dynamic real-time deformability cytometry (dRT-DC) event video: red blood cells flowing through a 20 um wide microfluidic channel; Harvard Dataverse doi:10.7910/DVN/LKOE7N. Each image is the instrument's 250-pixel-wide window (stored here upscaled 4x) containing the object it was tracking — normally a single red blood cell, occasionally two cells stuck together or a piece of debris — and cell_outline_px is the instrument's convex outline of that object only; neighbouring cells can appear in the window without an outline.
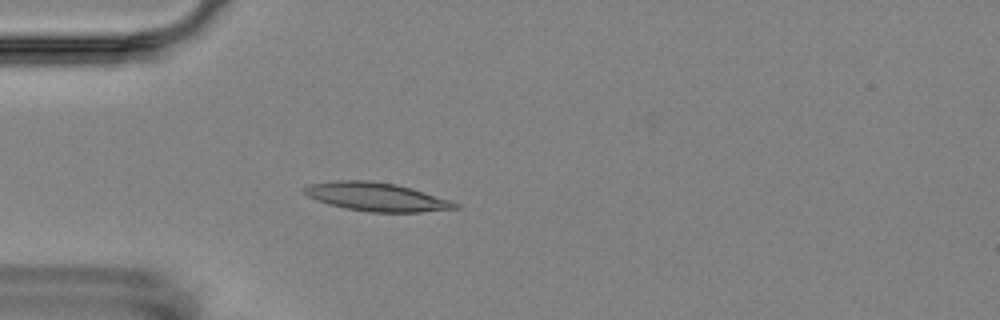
{"species": "Egyptian fruit bat (a non-hibernating species)", "species_latin": "Rousettus aegyptiacus", "temperature_condition": "room temperature", "stored_images_in_passage": 1, "camera_frame_rate_fps": 3000, "um_per_image_px": 0.085, "animal": {"sex": "female"}, "frame": {"image": 1, "passage_image": 1, "time_ms": 0.0, "image_size_px": [1000, 320], "cell_outline_px": [[460, 208], [420, 212], [368, 212], [328, 204], [308, 196], [300, 192], [300, 188], [308, 184], [336, 180], [368, 180], [396, 184], [412, 188], [452, 200], [460, 204]], "centroid_in_image_um": [31.99, 16.72], "position_along_channel_um": 53.0, "area_um2": 25.32}}